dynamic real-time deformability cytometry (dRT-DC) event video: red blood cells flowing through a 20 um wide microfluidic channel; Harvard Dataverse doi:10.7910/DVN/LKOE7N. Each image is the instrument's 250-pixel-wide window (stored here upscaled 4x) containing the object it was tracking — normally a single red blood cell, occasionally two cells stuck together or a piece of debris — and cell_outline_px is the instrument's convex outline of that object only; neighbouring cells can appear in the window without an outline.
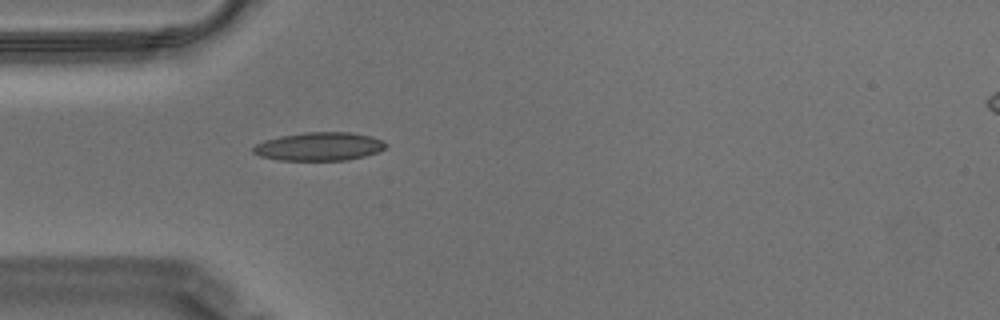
{"species": "Egyptian fruit bat (a non-hibernating species)", "species_latin": "Rousettus aegyptiacus", "temperature_condition": "warm", "stored_images_in_passage": 42, "camera_frame_rate_fps": 3000, "um_per_image_px": 0.085, "animal": {"sex": "male"}, "frame": {"image": 1, "passage_image": 2, "time_ms": 0.333, "image_size_px": [1000, 320], "cell_outline_px": [[388, 144], [384, 148], [376, 152], [364, 156], [344, 160], [280, 160], [260, 156], [252, 152], [252, 148], [256, 144], [264, 140], [280, 136], [304, 132], [352, 132], [372, 136], [384, 140]], "centroid_in_image_um": [27.13, 12.44], "position_along_channel_um": 57.9, "area_um2": 21.96}}
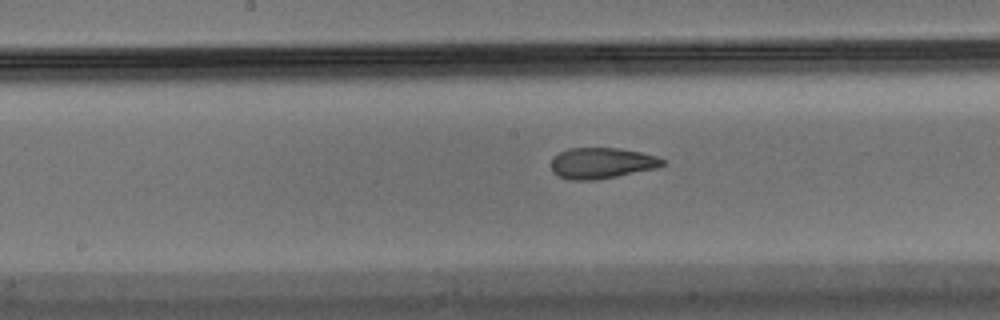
{"frame": {"image": 2, "passage_image": 14, "time_ms": 4.333, "image_size_px": [1000, 320], "cell_outline_px": [[668, 164], [656, 168], [596, 180], [568, 180], [552, 172], [552, 160], [560, 152], [568, 148], [620, 148], [640, 152], [656, 156], [668, 160]], "centroid_in_image_um": [51.19, 13.86], "position_along_channel_um": 197.0, "area_um2": 20.11}}
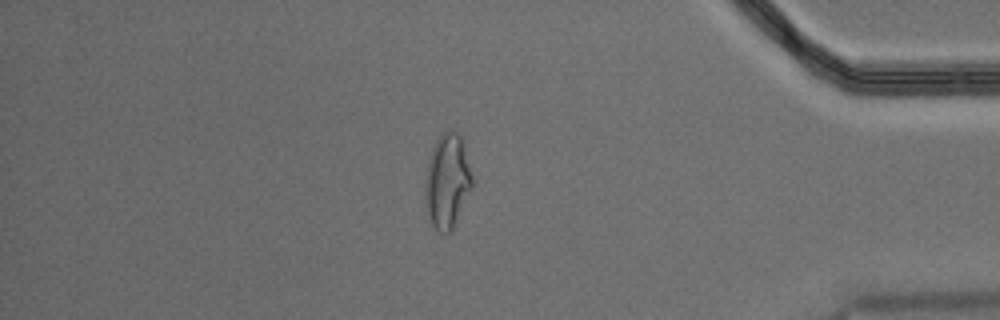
{"frame": {"image": 3, "passage_image": 34, "time_ms": 11.0, "image_size_px": [1000, 320], "cell_outline_px": [[472, 188], [452, 228], [448, 232], [440, 232], [432, 224], [428, 216], [424, 192], [428, 164], [432, 148], [436, 140], [444, 132], [456, 132], [460, 136], [472, 176]], "centroid_in_image_um": [38.0, 15.41], "position_along_channel_um": 397.2, "area_um2": 25.03}, "authors_computed_cell_mechanics": {"area_um2": 21.097, "velocity_mm_per_s": 3.5194, "shape_relaxation_time_tau1_ms": null, "shape_relaxation_time_tau2_ms": 1.8728, "deformation_change_tau1": null, "deformation_change_tau2": 0.0879}}